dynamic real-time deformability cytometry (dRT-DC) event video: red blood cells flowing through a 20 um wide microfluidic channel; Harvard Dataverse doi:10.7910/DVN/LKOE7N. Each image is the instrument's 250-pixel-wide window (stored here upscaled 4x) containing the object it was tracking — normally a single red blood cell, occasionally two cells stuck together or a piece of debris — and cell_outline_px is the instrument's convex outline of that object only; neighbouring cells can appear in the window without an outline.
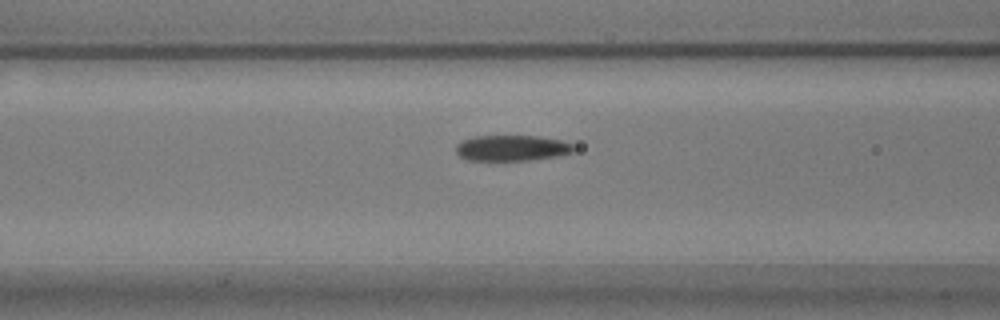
{"species": "common noctule bat (a hibernating species)", "species_latin": "Nyctalus noctula", "temperature_condition": "warm", "stored_images_in_passage": 36, "camera_frame_rate_fps": 3000, "um_per_image_px": 0.085, "animal": {"sex": "male", "body_mass_g": 17.9}, "frame": {"image": 1, "passage_image": 7, "time_ms": 2.0, "image_size_px": [1000, 320], "cell_outline_px": [[576, 148], [572, 152], [556, 156], [528, 160], [468, 160], [460, 156], [456, 152], [456, 144], [460, 140], [476, 136], [536, 136], [560, 140], [576, 144]], "centroid_in_image_um": [43.5, 12.57], "position_along_channel_um": 123.1, "area_um2": 17.69}}
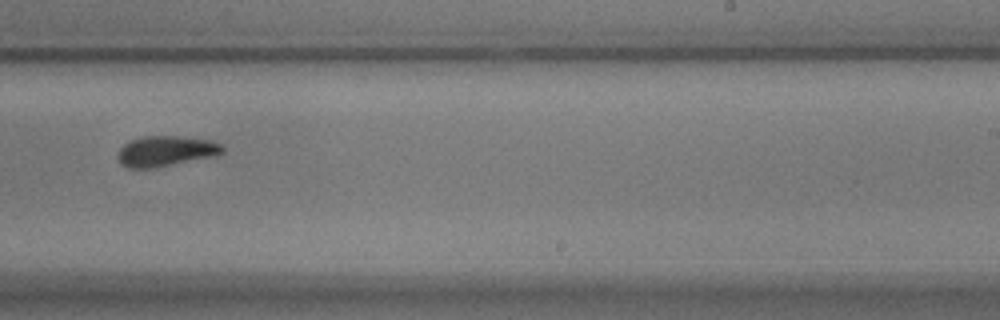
{"frame": {"image": 2, "passage_image": 20, "time_ms": 6.333, "image_size_px": [1000, 320], "cell_outline_px": [[224, 152], [216, 156], [156, 168], [128, 168], [120, 164], [116, 156], [116, 152], [128, 140], [140, 136], [180, 136], [208, 140], [220, 144], [224, 148]], "centroid_in_image_um": [14.04, 12.85], "position_along_channel_um": 275.0, "area_um2": 18.96}}
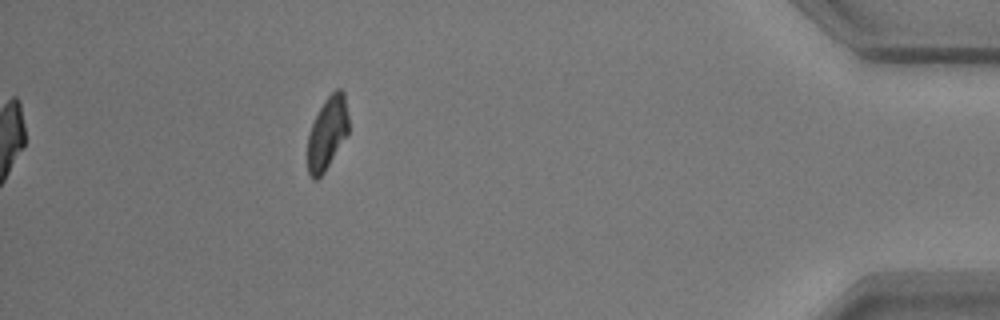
{"frame": {"image": 3, "passage_image": 36, "time_ms": 11.667, "image_size_px": [1000, 320], "cell_outline_px": [[348, 136], [324, 172], [316, 180], [312, 180], [308, 172], [308, 136], [312, 124], [324, 100], [336, 88], [340, 88], [344, 92], [348, 116]], "centroid_in_image_um": [27.83, 11.32], "position_along_channel_um": 407.4, "area_um2": 17.4}, "authors_computed_cell_mechanics": {"area_um2": 18.6694, "velocity_mm_per_s": 3.5117, "shape_relaxation_time_tau1_ms": 4.9294, "shape_relaxation_time_tau2_ms": 4.1089, "deformation_change_tau1": 0.1639, "deformation_change_tau2": 0.0705}}